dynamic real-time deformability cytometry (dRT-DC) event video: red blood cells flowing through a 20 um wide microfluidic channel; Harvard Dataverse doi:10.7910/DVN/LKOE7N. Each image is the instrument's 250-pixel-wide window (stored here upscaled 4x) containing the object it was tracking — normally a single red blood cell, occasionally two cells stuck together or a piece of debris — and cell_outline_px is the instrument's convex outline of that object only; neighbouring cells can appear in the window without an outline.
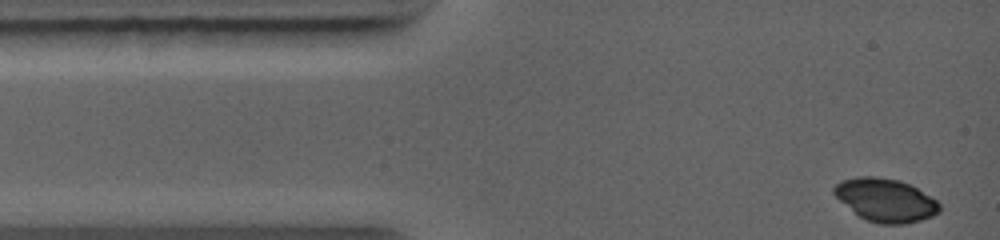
{"species": "common noctule bat (a hibernating species)", "species_latin": "Nyctalus noctula", "temperature_condition": "warm", "stored_images_in_passage": 21, "camera_frame_rate_fps": 5000, "um_per_image_px": 0.085, "animal": {"sex": "female", "body_mass_g": 19.0, "forearm_length_mm": 56.7}, "frame": {"image": 1, "passage_image": 1, "time_ms": 0.0, "image_size_px": [1000, 240], "cell_outline_px": [[940, 212], [932, 216], [920, 220], [904, 224], [880, 224], [868, 220], [860, 216], [840, 200], [832, 192], [832, 188], [840, 180], [860, 176], [872, 176], [900, 180], [916, 188], [936, 200], [940, 204]], "centroid_in_image_um": [75.27, 17.0], "position_along_channel_um": 9.7, "area_um2": 26.24}}
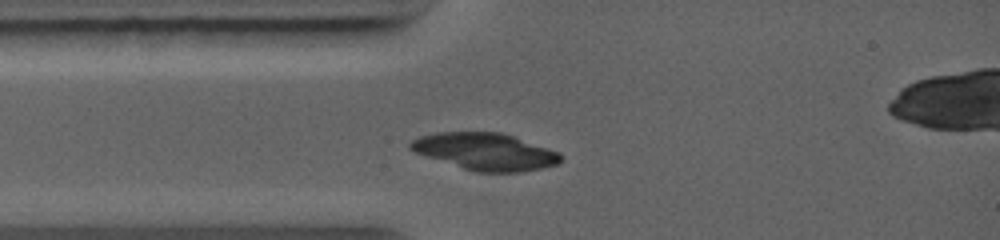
{"frame": {"image": 2, "passage_image": 17, "time_ms": 2.0, "image_size_px": [1000, 240], "cell_outline_px": [[564, 156], [560, 164], [520, 172], [476, 172], [416, 152], [408, 148], [408, 144], [412, 140], [420, 136], [436, 132], [500, 132], [560, 152]], "centroid_in_image_um": [41.29, 12.88], "position_along_channel_um": 43.7, "area_um2": 32.14}}